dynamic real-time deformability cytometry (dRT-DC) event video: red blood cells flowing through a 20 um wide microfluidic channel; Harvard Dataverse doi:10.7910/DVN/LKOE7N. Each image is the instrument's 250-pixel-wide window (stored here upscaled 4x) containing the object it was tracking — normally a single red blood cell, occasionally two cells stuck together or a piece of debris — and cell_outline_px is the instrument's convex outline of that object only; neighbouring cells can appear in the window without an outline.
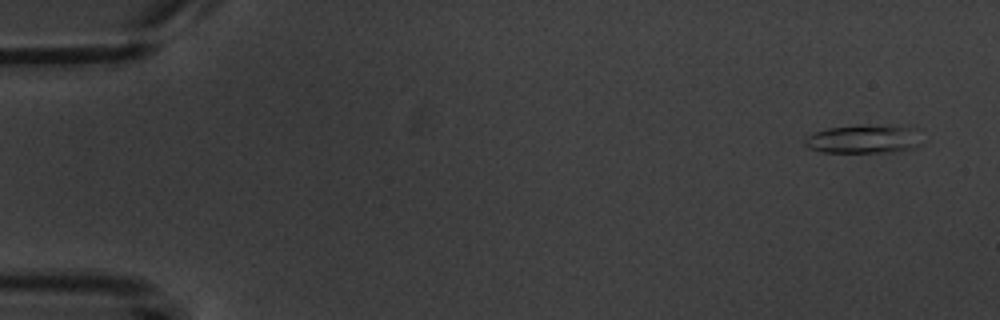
{"species": "common noctule bat (a hibernating species)", "species_latin": "Nyctalus noctula", "temperature_condition": "warm", "stored_images_in_passage": 4, "camera_frame_rate_fps": 3000, "um_per_image_px": 0.085, "animal": {"sex": "male", "body_mass_g": 20.1, "forearm_length_mm": 53.5}, "frame": {"image": 1, "passage_image": 1, "time_ms": 0.0, "image_size_px": [1000, 320], "cell_outline_px": [[920, 144], [916, 148], [896, 152], [824, 152], [808, 148], [804, 144], [804, 140], [812, 132], [828, 128], [920, 128]], "centroid_in_image_um": [73.42, 11.89], "position_along_channel_um": 11.6, "area_um2": 18.55}}